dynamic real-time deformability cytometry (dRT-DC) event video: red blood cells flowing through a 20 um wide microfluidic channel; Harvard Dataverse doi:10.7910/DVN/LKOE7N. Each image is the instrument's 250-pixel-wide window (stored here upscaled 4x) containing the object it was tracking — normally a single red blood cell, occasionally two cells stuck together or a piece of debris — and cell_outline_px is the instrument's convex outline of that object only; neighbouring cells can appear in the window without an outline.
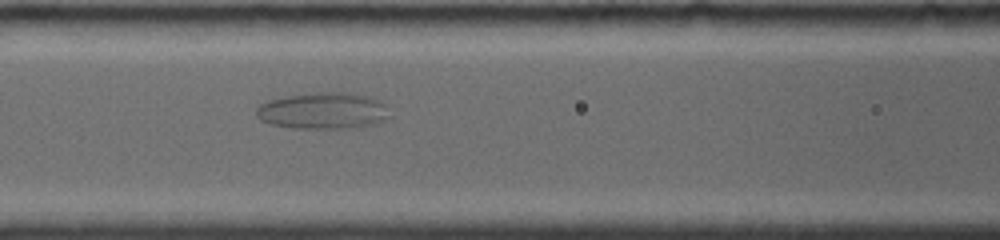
{"species": "common noctule bat (a hibernating species)", "species_latin": "Nyctalus noctula", "temperature_condition": "room temperature", "stored_images_in_passage": 34, "segment_of_instrument_passage": [1, 2], "camera_frame_rate_fps": 4000, "um_per_image_px": 0.085, "animal": {"sex": "female", "body_mass_g": 19.0, "forearm_length_mm": 56.7}, "frame": {"image": 1, "passage_image": 11, "time_ms": 5.75, "image_size_px": [1000, 240], "cell_outline_px": [[388, 116], [384, 120], [372, 124], [352, 128], [292, 128], [272, 124], [260, 120], [256, 116], [256, 108], [260, 104], [268, 100], [288, 96], [320, 92], [344, 92], [368, 96], [380, 100], [388, 104]], "centroid_in_image_um": [27.47, 9.41], "position_along_channel_um": 139.1, "area_um2": 28.38}}
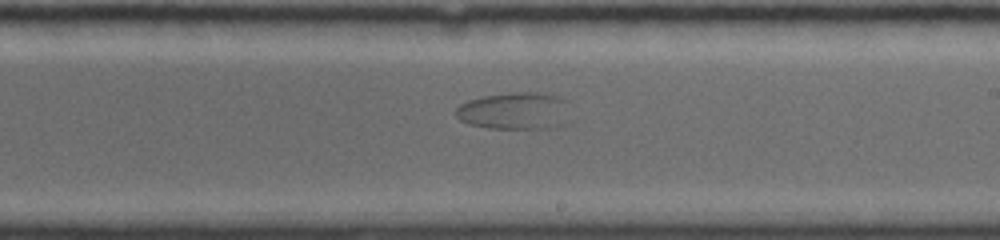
{"frame": {"image": 2, "passage_image": 18, "time_ms": 8.75, "image_size_px": [1000, 240], "cell_outline_px": [[572, 120], [568, 124], [544, 128], [488, 128], [468, 124], [460, 120], [456, 116], [456, 108], [460, 104], [468, 100], [480, 96], [512, 92], [536, 92], [556, 96], [568, 100]], "centroid_in_image_um": [43.82, 9.42], "position_along_channel_um": 245.2, "area_um2": 25.43}}
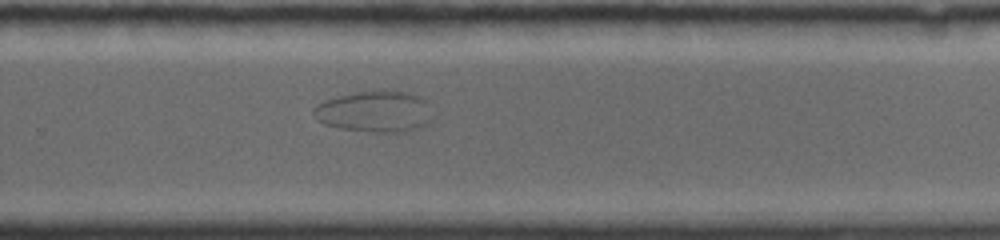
{"frame": {"image": 3, "passage_image": 22, "time_ms": 10.25, "image_size_px": [1000, 240], "cell_outline_px": [[436, 116], [428, 124], [404, 132], [368, 132], [340, 128], [324, 124], [316, 120], [312, 112], [312, 108], [316, 104], [324, 100], [356, 92], [384, 88], [396, 88], [420, 96], [424, 100]], "centroid_in_image_um": [31.89, 9.45], "position_along_channel_um": 297.9, "area_um2": 29.59}}